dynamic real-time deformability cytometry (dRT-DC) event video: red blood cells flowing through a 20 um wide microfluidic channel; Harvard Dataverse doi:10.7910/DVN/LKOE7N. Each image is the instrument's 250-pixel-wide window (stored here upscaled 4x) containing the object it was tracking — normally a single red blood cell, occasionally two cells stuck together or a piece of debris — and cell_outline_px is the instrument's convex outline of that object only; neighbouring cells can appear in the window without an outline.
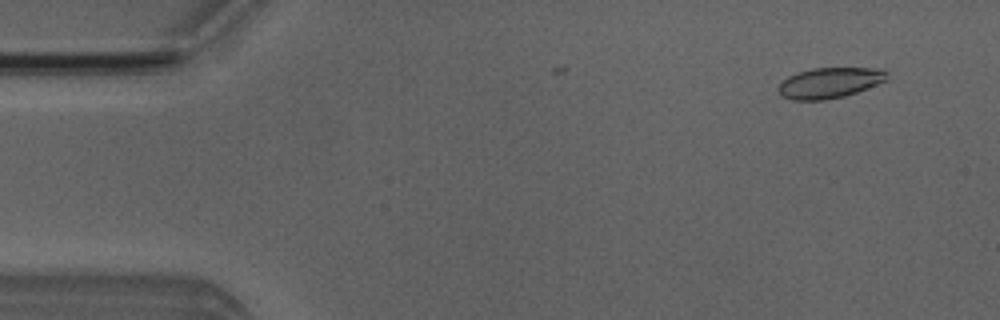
{"species": "Egyptian fruit bat (a non-hibernating species)", "species_latin": "Rousettus aegyptiacus", "temperature_condition": "room temperature", "stored_images_in_passage": 5, "camera_frame_rate_fps": 3000, "um_per_image_px": 0.085, "animal": {"sex": "male"}, "frame": {"image": 1, "passage_image": 3, "time_ms": 0.667, "image_size_px": [1000, 320], "cell_outline_px": [[888, 80], [856, 92], [844, 96], [824, 100], [792, 100], [780, 96], [776, 88], [788, 76], [812, 68], [884, 68], [888, 72]], "centroid_in_image_um": [70.53, 7.04], "position_along_channel_um": 14.5, "area_um2": 19.48}}